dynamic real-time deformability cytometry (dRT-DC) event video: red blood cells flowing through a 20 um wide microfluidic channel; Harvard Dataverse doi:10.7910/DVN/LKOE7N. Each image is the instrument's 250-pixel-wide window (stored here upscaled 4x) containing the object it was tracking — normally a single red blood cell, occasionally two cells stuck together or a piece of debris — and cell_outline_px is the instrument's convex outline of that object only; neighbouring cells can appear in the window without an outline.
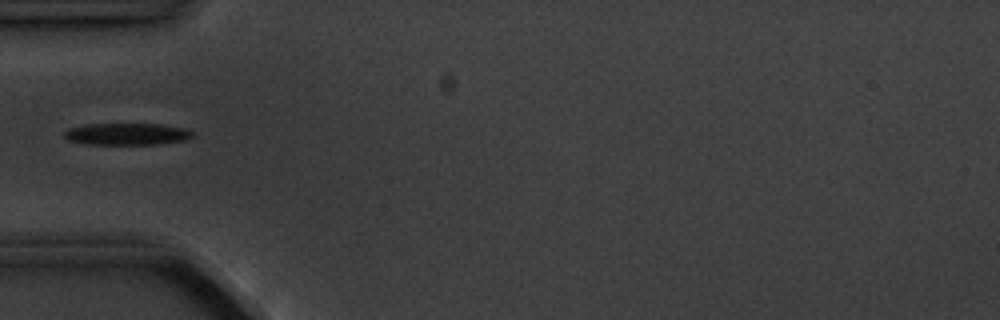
{"species": "common noctule bat (a hibernating species)", "species_latin": "Nyctalus noctula", "temperature_condition": "cold", "stored_images_in_passage": 13, "camera_frame_rate_fps": 3000, "um_per_image_px": 0.085, "animal": {"sex": "male", "body_mass_g": 20.1, "forearm_length_mm": 53.5}, "frame": {"image": 1, "passage_image": 3, "time_ms": 3.333, "image_size_px": [1000, 320], "cell_outline_px": [[196, 136], [184, 140], [156, 144], [84, 144], [68, 140], [64, 136], [64, 132], [68, 128], [84, 124], [160, 124], [184, 128], [192, 132]], "centroid_in_image_um": [10.76, 11.39], "position_along_channel_um": 74.2, "area_um2": 16.36}}
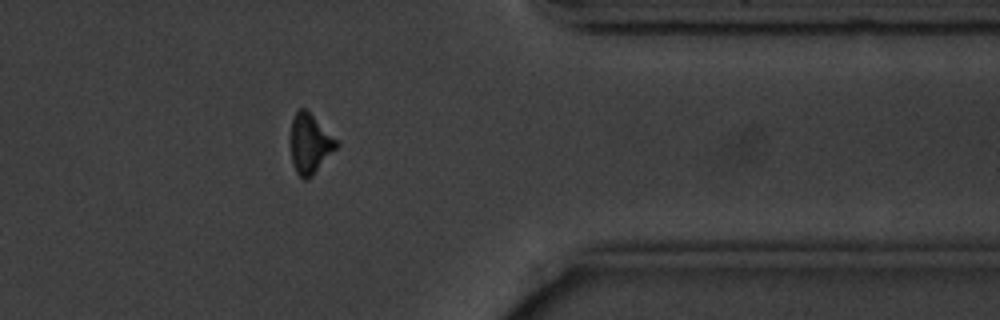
{"frame": {"image": 2, "passage_image": 11, "time_ms": 12.333, "image_size_px": [1000, 320], "cell_outline_px": [[340, 144], [312, 176], [308, 180], [304, 180], [296, 172], [292, 164], [292, 120], [296, 112], [300, 108], [304, 108], [340, 140]], "centroid_in_image_um": [26.39, 12.23], "position_along_channel_um": 385.0, "area_um2": 15.84}}
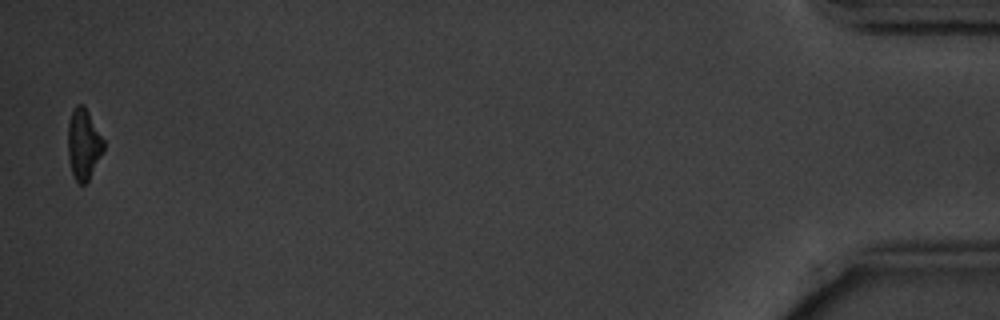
{"frame": {"image": 3, "passage_image": 13, "time_ms": 15.667, "image_size_px": [1000, 320], "cell_outline_px": [[104, 148], [88, 180], [84, 184], [80, 184], [72, 176], [68, 160], [68, 120], [72, 108], [76, 104], [84, 104], [104, 140]], "centroid_in_image_um": [7.07, 12.21], "position_along_channel_um": 428.1, "area_um2": 14.8}, "authors_computed_cell_mechanics": {"area_um2": 16.3574, "velocity_mm_per_s": 3.6023, "shape_relaxation_time_tau1_ms": 3.9975, "shape_relaxation_time_tau2_ms": null, "deformation_change_tau1": 0.1576, "deformation_change_tau2": null}}